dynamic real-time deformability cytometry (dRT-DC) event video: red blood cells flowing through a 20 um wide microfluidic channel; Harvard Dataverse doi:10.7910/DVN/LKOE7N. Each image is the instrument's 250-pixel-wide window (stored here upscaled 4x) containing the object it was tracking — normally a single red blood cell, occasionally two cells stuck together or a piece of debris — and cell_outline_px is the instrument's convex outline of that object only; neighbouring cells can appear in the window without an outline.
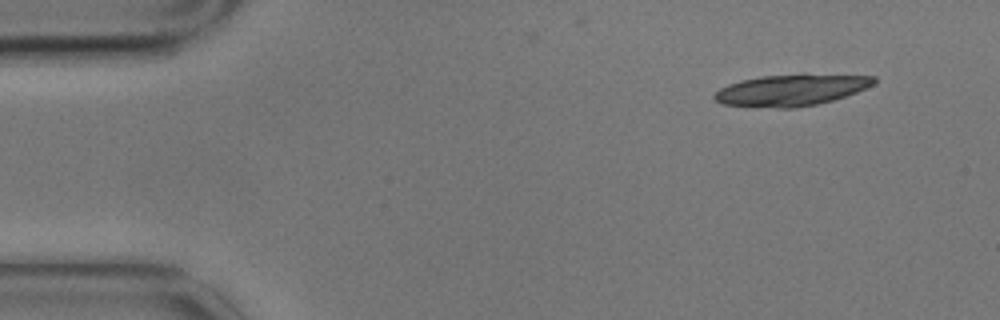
{"species": "common noctule bat (a hibernating species)", "species_latin": "Nyctalus noctula", "temperature_condition": "cold", "stored_images_in_passage": 4, "camera_frame_rate_fps": 3000, "um_per_image_px": 0.085, "animal": {"sex": "male", "body_mass_g": 17.9}, "frame": {"image": 1, "passage_image": 1, "time_ms": 0.0, "image_size_px": [1000, 320], "cell_outline_px": [[876, 80], [872, 84], [856, 92], [832, 100], [816, 104], [796, 108], [776, 108], [720, 104], [712, 96], [720, 88], [728, 84], [740, 80], [760, 76], [800, 72], [804, 72], [876, 76]], "centroid_in_image_um": [67.25, 7.61], "position_along_channel_um": 17.7, "area_um2": 29.94}}